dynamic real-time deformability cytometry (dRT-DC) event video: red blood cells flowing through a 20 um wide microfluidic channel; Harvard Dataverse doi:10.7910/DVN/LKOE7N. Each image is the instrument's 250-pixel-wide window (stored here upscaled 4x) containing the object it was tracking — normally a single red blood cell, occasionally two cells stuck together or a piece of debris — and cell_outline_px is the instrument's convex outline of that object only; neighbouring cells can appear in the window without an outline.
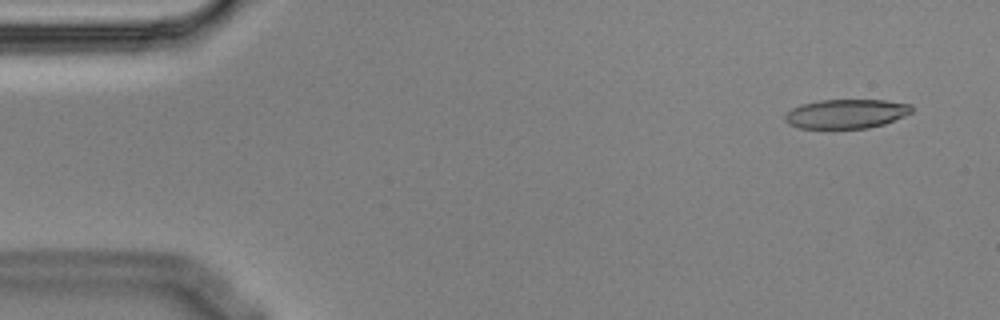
{"species": "Egyptian fruit bat (a non-hibernating species)", "species_latin": "Rousettus aegyptiacus", "temperature_condition": "cold", "stored_images_in_passage": 4, "camera_frame_rate_fps": 3000, "um_per_image_px": 0.085, "animal": {"sex": "male"}, "frame": {"image": 1, "passage_image": 1, "time_ms": 0.0, "image_size_px": [1000, 320], "cell_outline_px": [[912, 112], [904, 116], [884, 124], [868, 128], [800, 128], [788, 124], [784, 120], [784, 116], [792, 108], [800, 104], [820, 100], [884, 100], [912, 104]], "centroid_in_image_um": [71.92, 9.67], "position_along_channel_um": 13.1, "area_um2": 21.62}}